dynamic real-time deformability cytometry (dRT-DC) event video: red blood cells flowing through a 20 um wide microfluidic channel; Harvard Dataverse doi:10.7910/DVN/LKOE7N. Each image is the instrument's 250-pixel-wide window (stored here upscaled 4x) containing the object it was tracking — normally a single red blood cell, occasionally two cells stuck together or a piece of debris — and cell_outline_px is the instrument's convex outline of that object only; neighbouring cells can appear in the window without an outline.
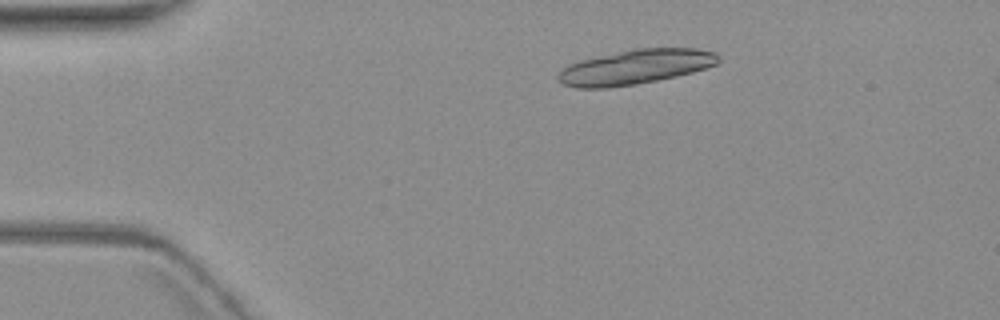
{"species": "common noctule bat (a hibernating species)", "species_latin": "Nyctalus noctula", "temperature_condition": "warm", "stored_images_in_passage": 7, "camera_frame_rate_fps": 3000, "um_per_image_px": 0.085, "animal": {"sex": "female", "body_mass_g": 19.3, "forearm_length_mm": 54.1}, "frame": {"image": 1, "passage_image": 3, "time_ms": 2.333, "image_size_px": [1000, 320], "cell_outline_px": [[720, 60], [716, 64], [692, 72], [676, 76], [636, 84], [608, 88], [576, 88], [564, 84], [556, 76], [568, 64], [580, 60], [636, 48], [696, 48], [716, 52], [720, 56]], "centroid_in_image_um": [54.02, 5.69], "position_along_channel_um": 31.0, "area_um2": 32.19}}